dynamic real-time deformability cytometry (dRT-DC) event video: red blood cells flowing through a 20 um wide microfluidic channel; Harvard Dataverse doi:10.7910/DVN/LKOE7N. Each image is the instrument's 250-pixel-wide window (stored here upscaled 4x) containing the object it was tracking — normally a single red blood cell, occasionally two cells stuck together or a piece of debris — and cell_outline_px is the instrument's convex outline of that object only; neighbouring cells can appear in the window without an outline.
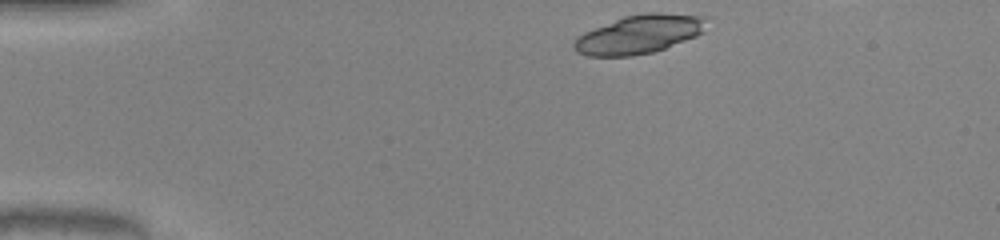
{"species": "common noctule bat (a hibernating species)", "species_latin": "Nyctalus noctula", "temperature_condition": "warm", "stored_images_in_passage": 37, "camera_frame_rate_fps": 3000, "um_per_image_px": 0.085, "animal": {"sex": "male", "body_mass_g": 20.0, "forearm_length_mm": 53.3}, "frame": {"image": 1, "passage_image": 1, "time_ms": 0.0, "image_size_px": [1000, 240], "cell_outline_px": [[704, 32], [696, 36], [664, 48], [652, 52], [632, 56], [588, 56], [576, 52], [572, 48], [572, 44], [576, 36], [584, 32], [624, 16], [648, 12], [660, 12], [704, 16]], "centroid_in_image_um": [54.27, 2.92], "position_along_channel_um": 30.7, "area_um2": 29.77}}